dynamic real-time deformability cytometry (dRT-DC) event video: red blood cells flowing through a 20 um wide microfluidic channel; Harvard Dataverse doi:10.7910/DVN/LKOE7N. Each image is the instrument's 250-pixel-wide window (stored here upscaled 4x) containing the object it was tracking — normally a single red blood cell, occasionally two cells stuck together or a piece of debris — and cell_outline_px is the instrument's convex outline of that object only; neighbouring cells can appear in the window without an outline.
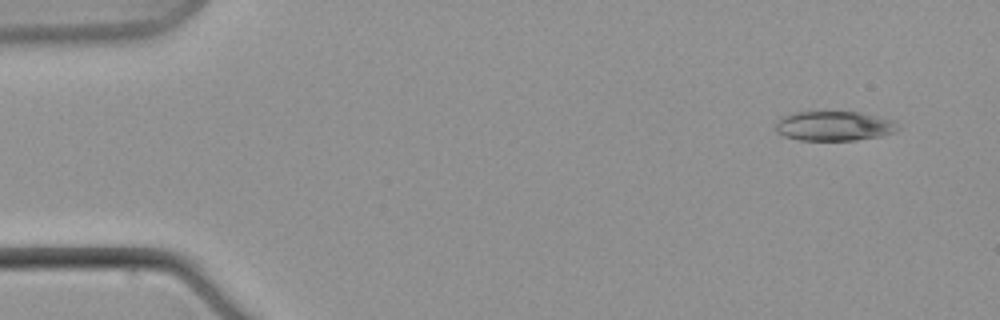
{"species": "common noctule bat (a hibernating species)", "species_latin": "Nyctalus noctula", "temperature_condition": "warm", "stored_images_in_passage": 7, "camera_frame_rate_fps": 3000, "um_per_image_px": 0.085, "animal": {"sex": "male", "body_mass_g": 21.5, "forearm_length_mm": 52.0}, "frame": {"image": 1, "passage_image": 1, "time_ms": 0.0, "image_size_px": [1000, 320], "cell_outline_px": [[900, 128], [896, 132], [880, 136], [856, 140], [800, 140], [784, 136], [776, 132], [776, 124], [780, 116], [792, 112], [860, 112], [896, 120]], "centroid_in_image_um": [70.92, 10.7], "position_along_channel_um": 14.1, "area_um2": 21.39}}
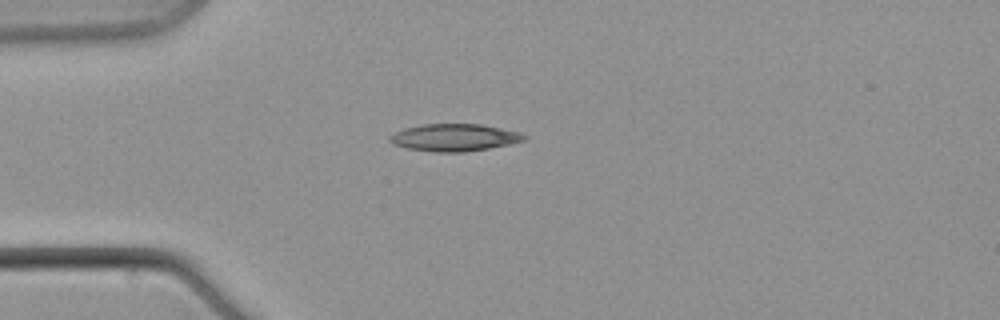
{"frame": {"image": 2, "passage_image": 5, "time_ms": 5.0, "image_size_px": [1000, 320], "cell_outline_px": [[528, 136], [524, 140], [508, 144], [488, 148], [464, 152], [432, 152], [408, 148], [392, 144], [388, 140], [388, 136], [404, 128], [424, 124], [480, 124], [520, 132]], "centroid_in_image_um": [38.59, 11.69], "position_along_channel_um": 46.4, "area_um2": 21.27}}
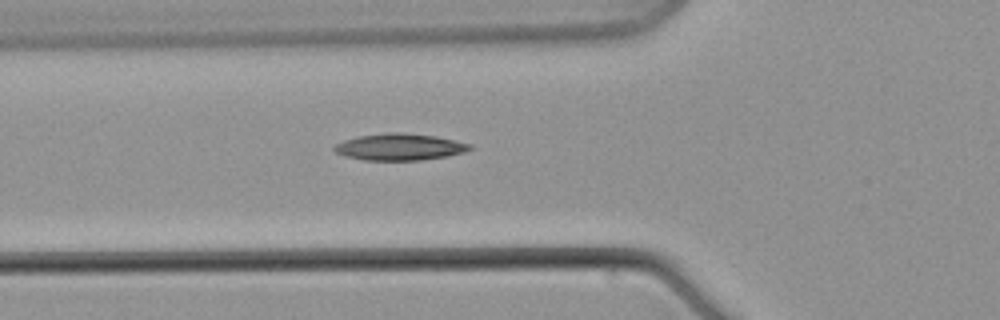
{"frame": {"image": 3, "passage_image": 7, "time_ms": 7.333, "image_size_px": [1000, 320], "cell_outline_px": [[472, 148], [464, 152], [448, 156], [420, 160], [364, 160], [344, 156], [336, 152], [332, 148], [336, 144], [344, 140], [360, 136], [388, 132], [400, 132], [436, 136], [472, 144]], "centroid_in_image_um": [33.97, 12.49], "position_along_channel_um": 91.8, "area_um2": 21.04}}